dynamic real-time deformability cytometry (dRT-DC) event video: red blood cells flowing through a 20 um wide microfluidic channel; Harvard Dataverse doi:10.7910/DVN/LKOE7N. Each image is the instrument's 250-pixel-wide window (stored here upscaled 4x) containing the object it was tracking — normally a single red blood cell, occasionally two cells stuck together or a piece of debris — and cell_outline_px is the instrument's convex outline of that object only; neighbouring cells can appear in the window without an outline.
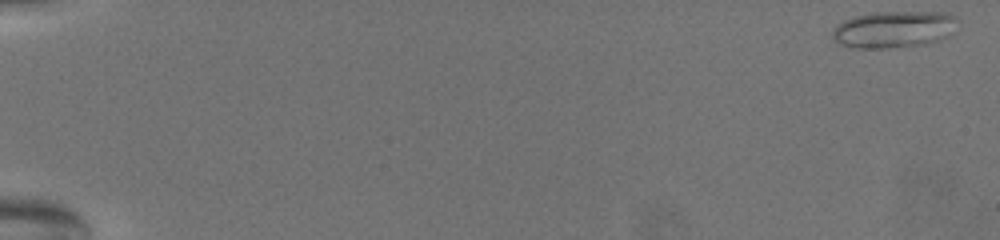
{"species": "common noctule bat (a hibernating species)", "species_latin": "Nyctalus noctula", "temperature_condition": "warm", "stored_images_in_passage": 69, "camera_frame_rate_fps": 3000, "um_per_image_px": 0.085, "animal": {"sex": "female", "body_mass_g": 19.5, "forearm_length_mm": 54.1}, "frame": {"image": 1, "passage_image": 1, "time_ms": 0.0, "image_size_px": [1000, 240], "cell_outline_px": [[956, 20], [948, 36], [936, 40], [916, 44], [888, 48], [852, 48], [840, 44], [832, 36], [832, 32], [844, 20], [856, 16], [872, 12], [944, 12], [956, 16]], "centroid_in_image_um": [75.93, 2.48], "position_along_channel_um": 9.1, "area_um2": 26.18}}
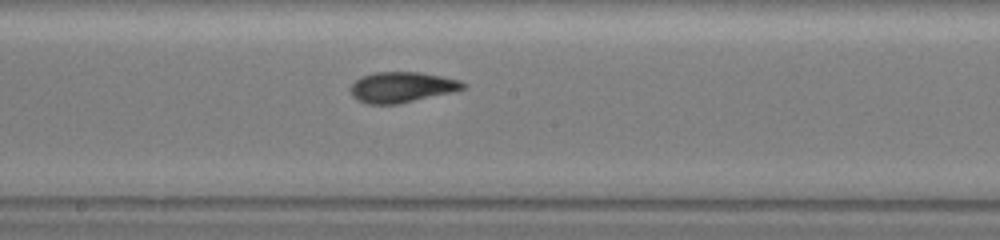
{"frame": {"image": 2, "passage_image": 40, "time_ms": 13.0, "image_size_px": [1000, 240], "cell_outline_px": [[468, 84], [464, 88], [400, 104], [368, 104], [356, 100], [352, 96], [352, 84], [360, 76], [372, 72], [420, 72], [460, 80]], "centroid_in_image_um": [34.11, 7.4], "position_along_channel_um": 214.1, "area_um2": 19.88}}
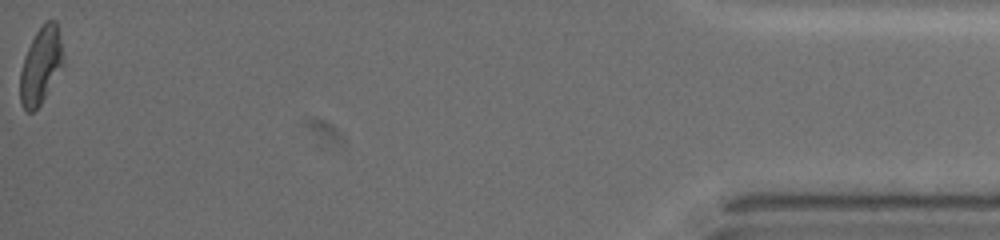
{"frame": {"image": 3, "passage_image": 69, "time_ms": 22.667, "image_size_px": [1000, 240], "cell_outline_px": [[64, 64], [40, 104], [32, 112], [28, 112], [24, 108], [20, 100], [20, 72], [24, 56], [36, 32], [44, 20], [56, 20], [64, 60]], "centroid_in_image_um": [3.46, 5.54], "position_along_channel_um": 431.7, "area_um2": 19.02}, "authors_computed_cell_mechanics": {"area_um2": 19.7098, "velocity_mm_per_s": 3.1253, "shape_relaxation_time_tau1_ms": 6.9018, "shape_relaxation_time_tau2_ms": 2.0806, "deformation_change_tau1": 0.1799, "deformation_change_tau2": 0.0891}}